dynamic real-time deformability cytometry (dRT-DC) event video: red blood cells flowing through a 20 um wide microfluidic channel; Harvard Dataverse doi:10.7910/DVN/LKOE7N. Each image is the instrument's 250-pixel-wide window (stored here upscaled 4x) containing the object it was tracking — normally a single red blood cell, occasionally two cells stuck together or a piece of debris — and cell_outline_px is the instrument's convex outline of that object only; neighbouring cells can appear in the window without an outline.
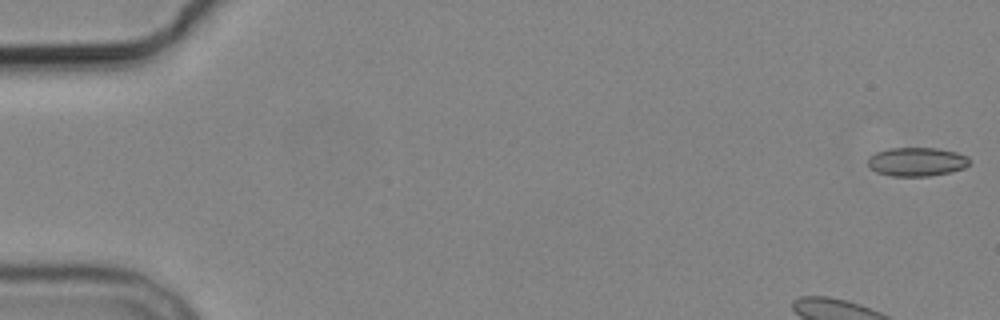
{"species": "common noctule bat (a hibernating species)", "species_latin": "Nyctalus noctula", "temperature_condition": "cold", "stored_images_in_passage": 5, "camera_frame_rate_fps": 3000, "um_per_image_px": 0.085, "animal": {"sex": "male", "body_mass_g": 19.2, "forearm_length_mm": 51.8}, "frame": {"image": 1, "passage_image": 1, "time_ms": 0.0, "image_size_px": [1000, 320], "cell_outline_px": [[968, 164], [964, 168], [948, 172], [928, 176], [892, 176], [876, 172], [868, 168], [868, 156], [876, 152], [892, 148], [936, 148], [956, 152], [968, 156]], "centroid_in_image_um": [77.88, 13.75], "position_along_channel_um": 7.1, "area_um2": 16.99}}